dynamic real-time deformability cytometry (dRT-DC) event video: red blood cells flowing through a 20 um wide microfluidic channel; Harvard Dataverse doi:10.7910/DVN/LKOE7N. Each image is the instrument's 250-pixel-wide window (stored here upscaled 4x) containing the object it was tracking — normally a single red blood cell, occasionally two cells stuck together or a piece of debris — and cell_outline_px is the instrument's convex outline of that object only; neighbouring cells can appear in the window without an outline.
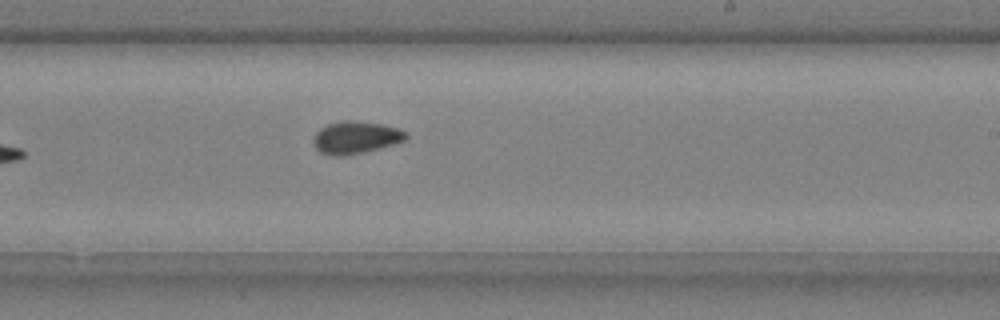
{"species": "common noctule bat (a hibernating species)", "species_latin": "Nyctalus noctula", "temperature_condition": "cold", "stored_images_in_passage": 8, "segment_of_instrument_passage": [1, 2], "camera_frame_rate_fps": 3000, "um_per_image_px": 0.085, "animal": {"sex": "male", "body_mass_g": 20.4}, "frame": {"image": 1, "passage_image": 7, "time_ms": 2.0, "image_size_px": [1000, 320], "cell_outline_px": [[408, 136], [404, 140], [380, 148], [364, 152], [340, 156], [336, 156], [320, 152], [312, 144], [312, 136], [320, 128], [328, 124], [344, 120], [352, 120], [384, 124], [408, 132]], "centroid_in_image_um": [30.2, 11.67], "position_along_channel_um": 258.8, "area_um2": 17.51}}